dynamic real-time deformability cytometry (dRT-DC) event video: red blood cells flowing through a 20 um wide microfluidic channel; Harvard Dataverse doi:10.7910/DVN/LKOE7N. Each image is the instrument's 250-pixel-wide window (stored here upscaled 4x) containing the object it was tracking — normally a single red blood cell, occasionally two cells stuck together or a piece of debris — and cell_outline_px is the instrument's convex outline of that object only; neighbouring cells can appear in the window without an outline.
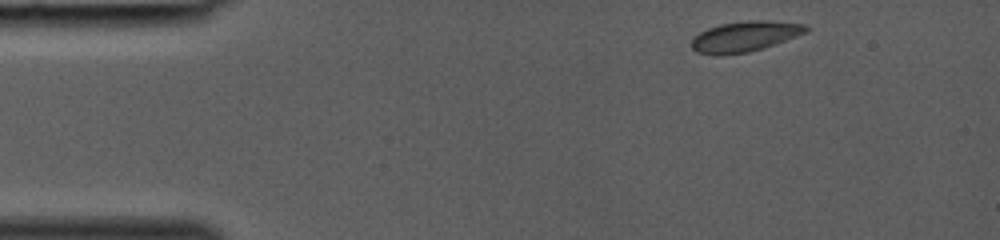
{"species": "common noctule bat (a hibernating species)", "species_latin": "Nyctalus noctula", "temperature_condition": "room temperature", "stored_images_in_passage": 34, "camera_frame_rate_fps": 3000, "um_per_image_px": 0.085, "animal": {"sex": "female", "body_mass_g": 19.0, "forearm_length_mm": 53.3}, "frame": {"image": 1, "passage_image": 1, "time_ms": 0.0, "image_size_px": [1000, 240], "cell_outline_px": [[808, 32], [764, 48], [748, 52], [724, 56], [716, 56], [696, 52], [692, 48], [692, 40], [700, 32], [708, 28], [720, 24], [748, 20], [768, 20], [804, 24], [808, 28]], "centroid_in_image_um": [63.31, 3.11], "position_along_channel_um": 21.7, "area_um2": 20.46}}
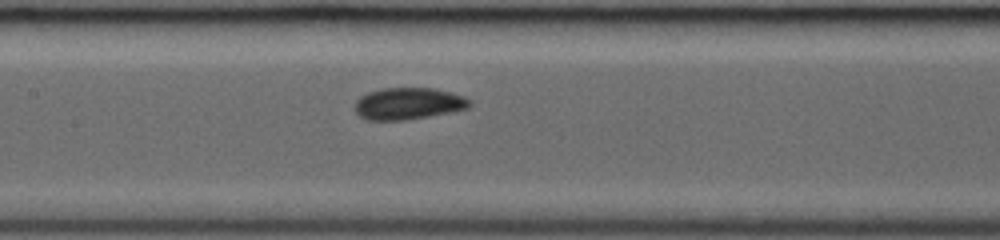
{"frame": {"image": 2, "passage_image": 15, "time_ms": 4.667, "image_size_px": [1000, 240], "cell_outline_px": [[472, 104], [468, 108], [452, 112], [404, 120], [364, 120], [356, 112], [356, 100], [360, 96], [368, 92], [384, 88], [432, 88], [464, 96], [472, 100]], "centroid_in_image_um": [34.72, 8.81], "position_along_channel_um": 172.7, "area_um2": 21.27}}
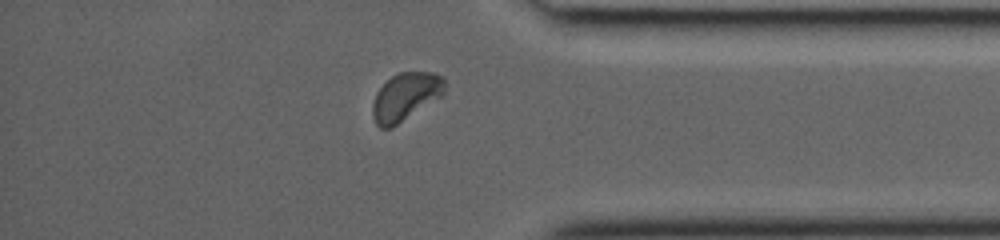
{"frame": {"image": 3, "passage_image": 29, "time_ms": 9.333, "image_size_px": [1000, 240], "cell_outline_px": [[444, 96], [392, 128], [380, 128], [376, 124], [372, 116], [372, 104], [376, 92], [392, 76], [400, 72], [432, 72], [444, 76]], "centroid_in_image_um": [34.49, 8.24], "position_along_channel_um": 400.7, "area_um2": 20.4}}